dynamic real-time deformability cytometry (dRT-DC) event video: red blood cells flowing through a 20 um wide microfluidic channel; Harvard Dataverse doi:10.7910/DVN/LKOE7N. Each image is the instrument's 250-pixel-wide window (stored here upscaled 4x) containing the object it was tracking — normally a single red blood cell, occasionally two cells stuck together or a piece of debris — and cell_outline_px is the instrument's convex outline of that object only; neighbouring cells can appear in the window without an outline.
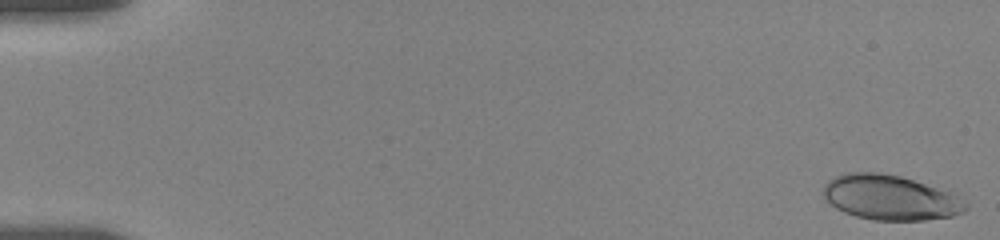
{"species": "human", "species_latin": "Homo sapiens", "temperature_condition": "room temperature", "stored_images_in_passage": 2, "camera_frame_rate_fps": 3000, "um_per_image_px": 0.085, "donor": {"sex": "female"}, "frame": {"image": 1, "passage_image": 1, "time_ms": 0.0, "image_size_px": [1000, 240], "cell_outline_px": [[968, 208], [964, 212], [952, 216], [924, 220], [872, 220], [856, 216], [844, 212], [836, 208], [820, 192], [824, 184], [828, 180], [844, 172], [880, 172], [900, 176], [948, 192], [956, 196], [968, 204]], "centroid_in_image_um": [75.62, 16.79], "position_along_channel_um": 9.4, "area_um2": 37.11}}